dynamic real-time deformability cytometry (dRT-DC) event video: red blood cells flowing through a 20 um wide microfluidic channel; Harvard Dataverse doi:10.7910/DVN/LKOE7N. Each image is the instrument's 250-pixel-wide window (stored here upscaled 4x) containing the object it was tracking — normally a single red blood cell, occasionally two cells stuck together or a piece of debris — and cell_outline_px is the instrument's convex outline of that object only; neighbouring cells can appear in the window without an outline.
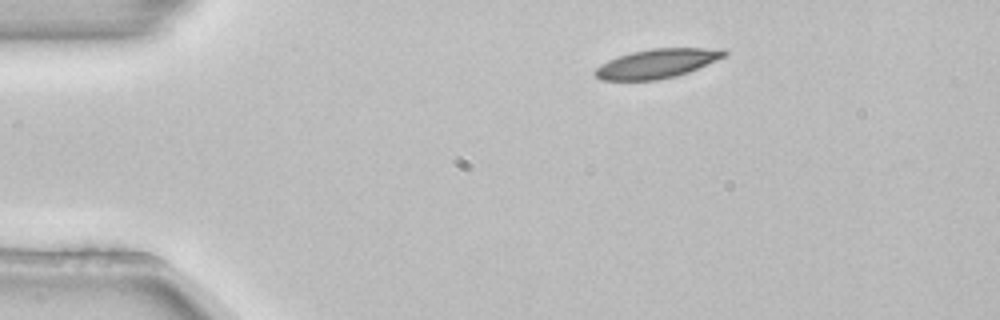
{"species": "common noctule bat (a hibernating species)", "species_latin": "Nyctalus noctula", "temperature_condition": "room temperature", "stored_images_in_passage": 2, "camera_frame_rate_fps": 3000, "um_per_image_px": 0.085, "animal": {"sex": "female", "body_mass_g": 22.7, "forearm_length_mm": 54.2}, "frame": {"image": 1, "passage_image": 2, "time_ms": 0.333, "image_size_px": [1000, 320], "cell_outline_px": [[728, 52], [724, 56], [716, 60], [688, 72], [676, 76], [656, 80], [600, 80], [592, 72], [600, 64], [608, 60], [632, 52], [652, 48], [724, 48]], "centroid_in_image_um": [55.83, 5.4], "position_along_channel_um": 29.2, "area_um2": 21.85}}